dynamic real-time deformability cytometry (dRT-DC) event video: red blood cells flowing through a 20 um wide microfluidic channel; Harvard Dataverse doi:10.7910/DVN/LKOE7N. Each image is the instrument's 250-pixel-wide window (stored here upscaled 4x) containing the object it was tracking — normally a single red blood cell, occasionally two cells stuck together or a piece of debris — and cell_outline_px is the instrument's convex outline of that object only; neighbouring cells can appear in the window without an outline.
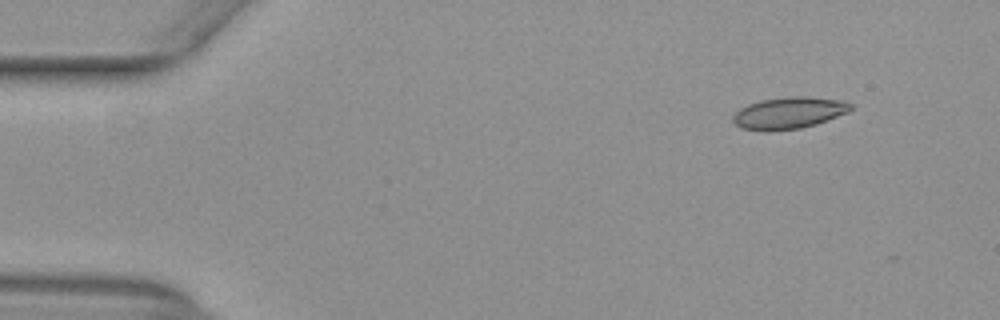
{"species": "common noctule bat (a hibernating species)", "species_latin": "Nyctalus noctula", "temperature_condition": "warm", "stored_images_in_passage": 3, "camera_frame_rate_fps": 3000, "um_per_image_px": 0.085, "animal": {"sex": "female", "body_mass_g": 29.2, "forearm_length_mm": 56.3}, "frame": {"image": 1, "passage_image": 1, "time_ms": 0.0, "image_size_px": [1000, 320], "cell_outline_px": [[852, 108], [848, 112], [816, 124], [800, 128], [768, 132], [764, 132], [740, 128], [732, 120], [732, 116], [740, 108], [748, 104], [760, 100], [792, 96], [804, 96], [840, 100], [852, 104]], "centroid_in_image_um": [67.01, 9.61], "position_along_channel_um": 18.0, "area_um2": 21.85}}